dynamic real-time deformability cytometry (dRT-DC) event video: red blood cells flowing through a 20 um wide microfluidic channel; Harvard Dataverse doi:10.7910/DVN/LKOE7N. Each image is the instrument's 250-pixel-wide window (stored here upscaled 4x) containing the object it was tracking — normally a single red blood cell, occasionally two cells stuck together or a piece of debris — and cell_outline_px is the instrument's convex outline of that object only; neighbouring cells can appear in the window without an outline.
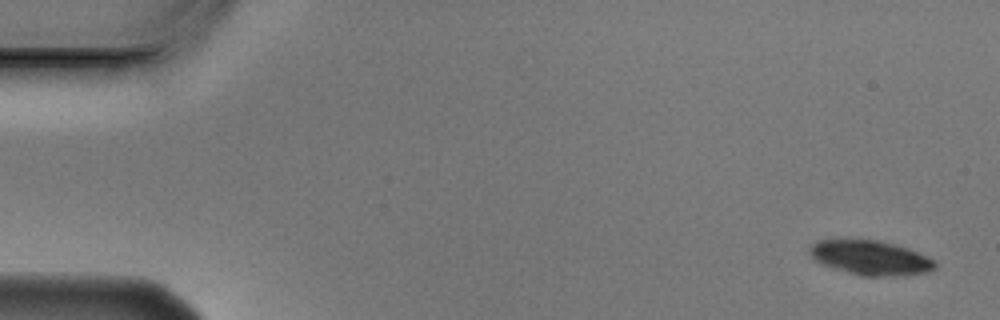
{"species": "Egyptian fruit bat (a non-hibernating species)", "species_latin": "Rousettus aegyptiacus", "temperature_condition": "cold", "stored_images_in_passage": 5, "camera_frame_rate_fps": 3000, "um_per_image_px": 0.085, "animal": {"sex": "male"}, "frame": {"image": 1, "passage_image": 1, "time_ms": 0.0, "image_size_px": [1000, 320], "cell_outline_px": [[936, 268], [924, 272], [896, 276], [864, 276], [832, 268], [816, 260], [808, 252], [808, 248], [816, 240], [848, 236], [880, 240], [908, 248], [936, 260]], "centroid_in_image_um": [73.92, 21.84], "position_along_channel_um": 11.1, "area_um2": 25.95}}
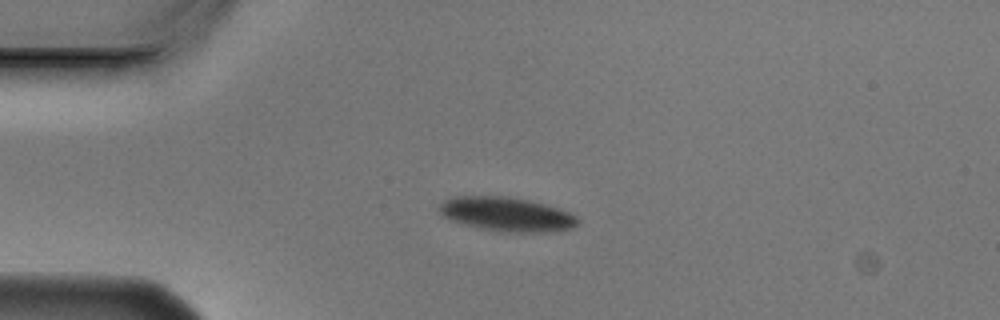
{"frame": {"image": 2, "passage_image": 4, "time_ms": 1.0, "image_size_px": [1000, 320], "cell_outline_px": [[580, 224], [572, 228], [548, 232], [508, 232], [480, 228], [464, 224], [452, 220], [444, 216], [440, 212], [440, 204], [444, 200], [456, 196], [508, 196], [528, 200], [556, 208], [568, 212], [576, 216], [580, 220]], "centroid_in_image_um": [43.09, 18.21], "position_along_channel_um": 41.9, "area_um2": 27.28}}